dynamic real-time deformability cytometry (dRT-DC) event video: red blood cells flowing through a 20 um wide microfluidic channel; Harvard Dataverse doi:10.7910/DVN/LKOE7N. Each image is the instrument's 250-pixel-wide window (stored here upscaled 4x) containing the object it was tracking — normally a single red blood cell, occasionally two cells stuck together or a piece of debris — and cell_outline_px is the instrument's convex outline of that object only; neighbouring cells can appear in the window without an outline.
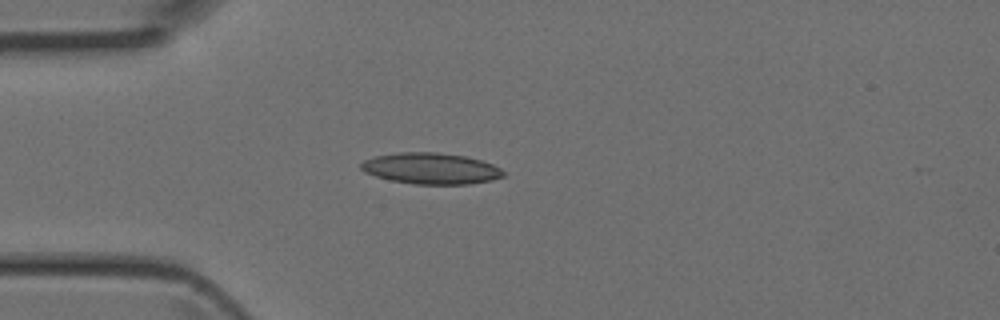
{"species": "Egyptian fruit bat (a non-hibernating species)", "species_latin": "Rousettus aegyptiacus", "temperature_condition": "room temperature", "stored_images_in_passage": 4, "camera_frame_rate_fps": 3000, "um_per_image_px": 0.085, "animal": {"sex": "female"}, "frame": {"image": 1, "passage_image": 4, "time_ms": 1.0, "image_size_px": [1000, 320], "cell_outline_px": [[504, 176], [492, 180], [468, 184], [416, 184], [392, 180], [376, 176], [364, 172], [360, 168], [360, 164], [364, 160], [376, 156], [400, 152], [436, 152], [464, 156], [480, 160], [492, 164], [500, 168], [504, 172]], "centroid_in_image_um": [36.62, 14.32], "position_along_channel_um": 48.4, "area_um2": 25.66}}